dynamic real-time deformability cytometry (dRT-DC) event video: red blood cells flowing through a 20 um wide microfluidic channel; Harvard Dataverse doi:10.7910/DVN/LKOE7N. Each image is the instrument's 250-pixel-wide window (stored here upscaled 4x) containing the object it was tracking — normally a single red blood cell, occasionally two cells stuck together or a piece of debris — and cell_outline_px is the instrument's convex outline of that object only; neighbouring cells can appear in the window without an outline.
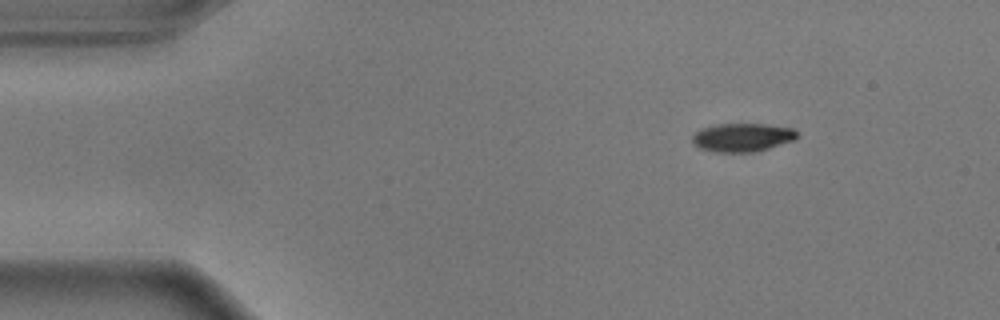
{"species": "common noctule bat (a hibernating species)", "species_latin": "Nyctalus noctula", "temperature_condition": "warm", "stored_images_in_passage": 49, "camera_frame_rate_fps": 3000, "um_per_image_px": 0.085, "animal": {"sex": "male", "body_mass_g": 17.9}, "frame": {"image": 1, "passage_image": 1, "time_ms": 0.0, "image_size_px": [1000, 320], "cell_outline_px": [[800, 136], [796, 140], [768, 148], [752, 152], [712, 152], [700, 148], [692, 140], [692, 136], [696, 132], [704, 128], [716, 124], [764, 124], [796, 128]], "centroid_in_image_um": [63.17, 11.67], "position_along_channel_um": 21.8, "area_um2": 17.46}}
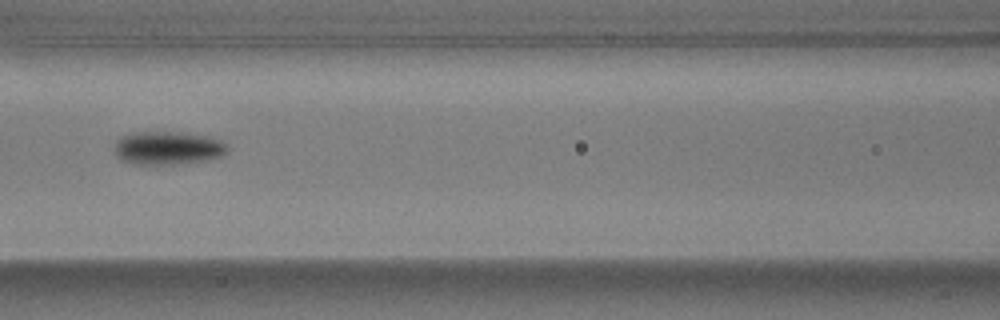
{"frame": {"image": 2, "passage_image": 18, "time_ms": 5.667, "image_size_px": [1000, 320], "cell_outline_px": [[228, 152], [220, 156], [204, 160], [160, 164], [136, 164], [120, 160], [116, 156], [116, 140], [120, 136], [132, 132], [184, 132], [204, 136], [220, 140], [228, 144]], "centroid_in_image_um": [14.24, 12.56], "position_along_channel_um": 152.4, "area_um2": 21.68}}
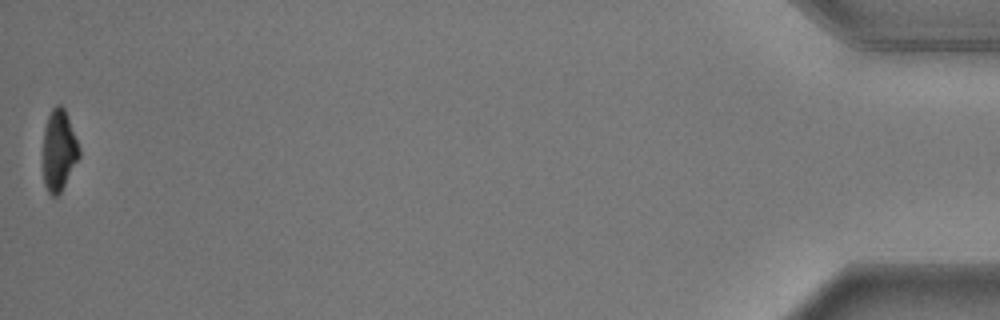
{"frame": {"image": 3, "passage_image": 49, "time_ms": 16.0, "image_size_px": [1000, 320], "cell_outline_px": [[80, 156], [60, 192], [56, 196], [52, 196], [48, 192], [44, 184], [44, 128], [48, 116], [52, 108], [56, 104], [60, 104], [64, 108], [80, 148]], "centroid_in_image_um": [5.01, 12.76], "position_along_channel_um": 430.2, "area_um2": 16.76}, "authors_computed_cell_mechanics": {"area_um2": 19.363, "velocity_mm_per_s": 3.6395, "shape_relaxation_time_tau1_ms": 2.2119, "shape_relaxation_time_tau2_ms": null, "deformation_change_tau1": 0.1422, "deformation_change_tau2": null}}